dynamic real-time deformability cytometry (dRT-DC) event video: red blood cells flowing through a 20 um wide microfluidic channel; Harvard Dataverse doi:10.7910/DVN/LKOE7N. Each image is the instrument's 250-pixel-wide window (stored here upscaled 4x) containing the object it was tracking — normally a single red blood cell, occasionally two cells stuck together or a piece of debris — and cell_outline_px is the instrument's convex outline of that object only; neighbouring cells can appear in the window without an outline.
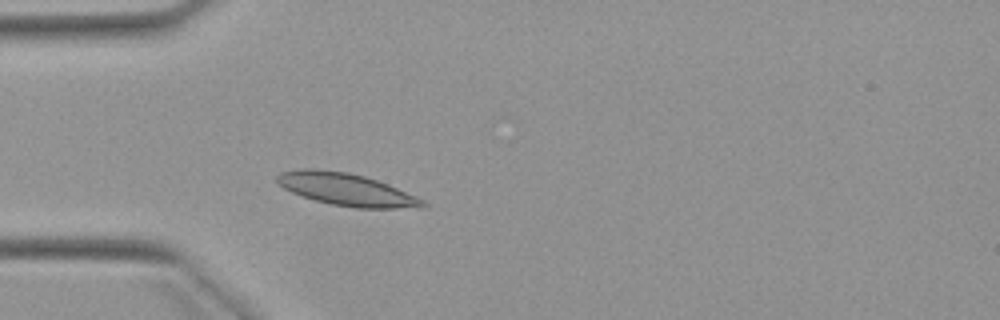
{"species": "Egyptian fruit bat (a non-hibernating species)", "species_latin": "Rousettus aegyptiacus", "temperature_condition": "warm", "stored_images_in_passage": 4, "camera_frame_rate_fps": 3000, "um_per_image_px": 0.085, "animal": {"sex": "female"}, "frame": {"image": 1, "passage_image": 4, "time_ms": 3.333, "image_size_px": [1000, 320], "cell_outline_px": [[428, 204], [420, 208], [356, 208], [332, 204], [316, 200], [292, 192], [284, 188], [276, 180], [276, 176], [280, 172], [300, 168], [312, 168], [348, 172], [364, 176], [388, 184], [416, 196], [424, 200]], "centroid_in_image_um": [29.45, 16.1], "position_along_channel_um": 55.5, "area_um2": 27.34}}